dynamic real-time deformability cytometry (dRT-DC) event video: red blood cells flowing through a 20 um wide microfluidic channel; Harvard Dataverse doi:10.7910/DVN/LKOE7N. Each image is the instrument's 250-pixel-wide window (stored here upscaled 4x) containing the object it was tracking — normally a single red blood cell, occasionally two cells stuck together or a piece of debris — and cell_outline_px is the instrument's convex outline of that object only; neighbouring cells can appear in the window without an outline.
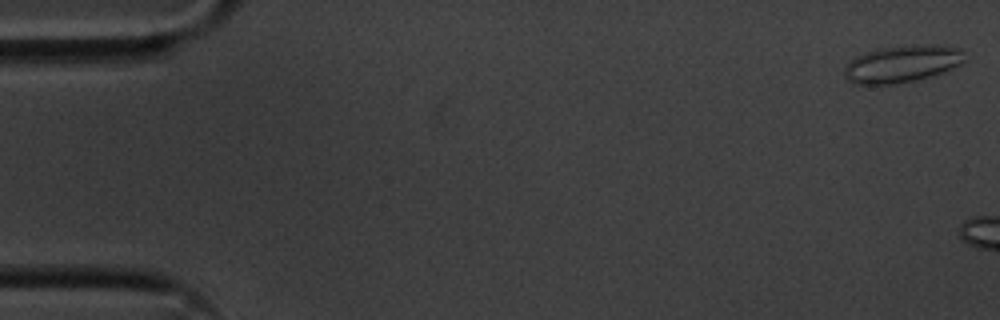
{"species": "common noctule bat (a hibernating species)", "species_latin": "Nyctalus noctula", "temperature_condition": "cold", "stored_images_in_passage": 15, "camera_frame_rate_fps": 3000, "um_per_image_px": 0.085, "animal": {"sex": "male", "body_mass_g": 20.1, "forearm_length_mm": 53.5}, "frame": {"image": 1, "passage_image": 1, "time_ms": 0.0, "image_size_px": [1000, 320], "cell_outline_px": [[964, 60], [960, 64], [944, 72], [932, 76], [916, 80], [896, 84], [852, 84], [844, 76], [844, 68], [856, 56], [864, 52], [876, 48], [932, 44], [936, 44], [964, 48]], "centroid_in_image_um": [76.7, 5.42], "position_along_channel_um": 8.3, "area_um2": 26.24}}
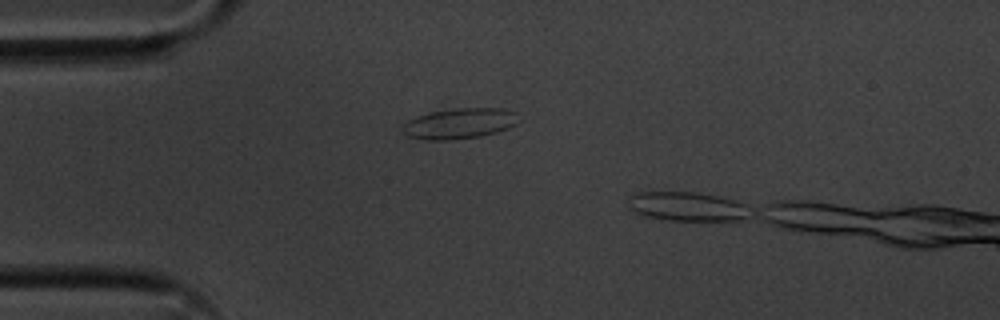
{"frame": {"image": 2, "passage_image": 14, "time_ms": 4.333, "image_size_px": [1000, 320], "cell_outline_px": [[516, 124], [508, 128], [496, 132], [480, 136], [448, 140], [424, 140], [408, 136], [400, 132], [400, 128], [408, 120], [416, 116], [432, 112], [456, 108], [504, 108], [516, 112]], "centroid_in_image_um": [39.01, 10.5], "position_along_channel_um": 46.0, "area_um2": 20.69}}